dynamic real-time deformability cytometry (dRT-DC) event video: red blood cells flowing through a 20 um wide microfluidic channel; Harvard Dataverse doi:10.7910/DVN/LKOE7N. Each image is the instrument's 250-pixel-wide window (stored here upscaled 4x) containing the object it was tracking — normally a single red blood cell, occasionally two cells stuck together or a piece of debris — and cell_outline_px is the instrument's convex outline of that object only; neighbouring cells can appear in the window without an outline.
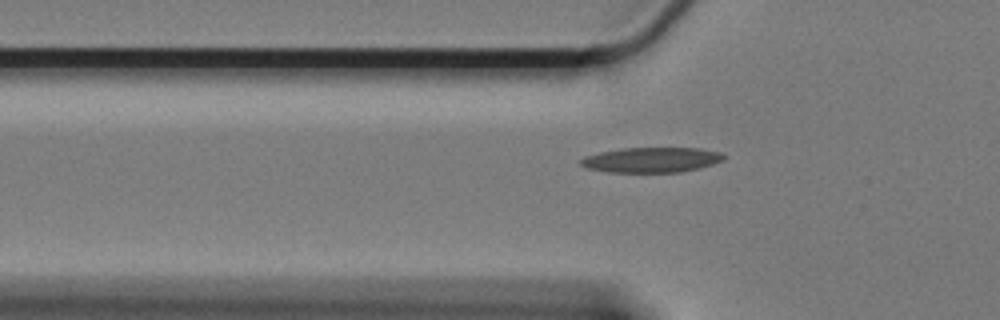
{"species": "Egyptian fruit bat (a non-hibernating species)", "species_latin": "Rousettus aegyptiacus", "temperature_condition": "cold", "stored_images_in_passage": 40, "camera_frame_rate_fps": 3000, "um_per_image_px": 0.085, "animal": {"sex": "female"}, "frame": {"image": 1, "passage_image": 5, "time_ms": 1.333, "image_size_px": [1000, 320], "cell_outline_px": [[724, 160], [700, 168], [680, 172], [608, 172], [588, 168], [580, 164], [580, 160], [584, 156], [600, 152], [620, 148], [700, 148], [720, 152], [724, 156]], "centroid_in_image_um": [55.37, 13.58], "position_along_channel_um": 70.4, "area_um2": 20.92}}
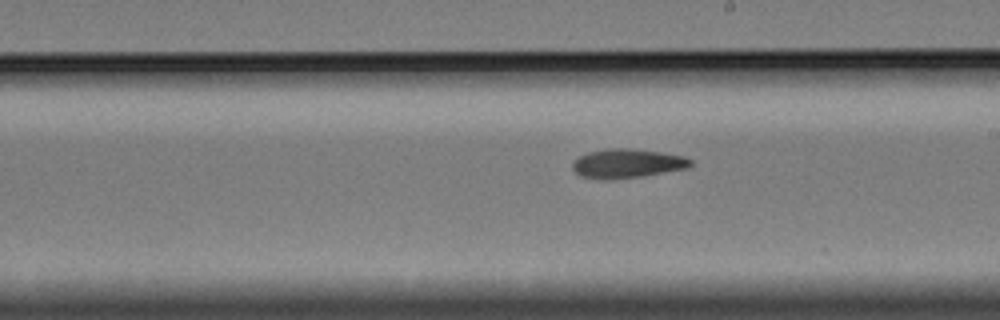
{"frame": {"image": 2, "passage_image": 20, "time_ms": 6.333, "image_size_px": [1000, 320], "cell_outline_px": [[692, 164], [688, 168], [640, 176], [612, 180], [600, 180], [580, 176], [572, 168], [572, 164], [580, 156], [588, 152], [604, 148], [632, 148], [660, 152], [684, 156], [692, 160]], "centroid_in_image_um": [53.29, 13.89], "position_along_channel_um": 235.7, "area_um2": 20.11}}
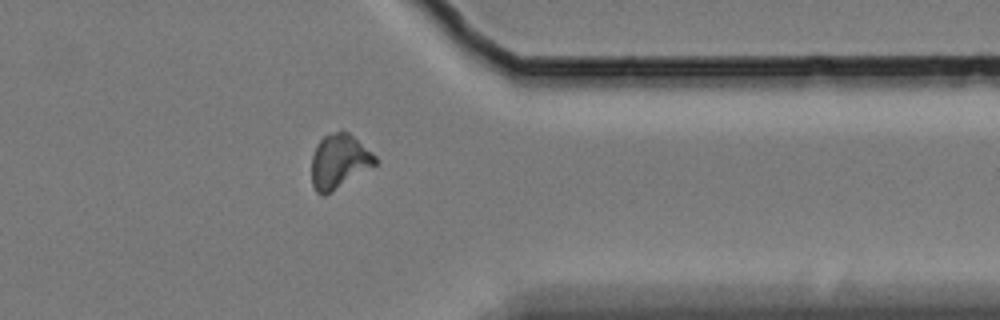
{"frame": {"image": 3, "passage_image": 34, "time_ms": 11.0, "image_size_px": [1000, 320], "cell_outline_px": [[380, 160], [376, 164], [324, 196], [320, 196], [316, 192], [312, 184], [312, 156], [316, 144], [324, 136], [336, 132], [348, 132], [372, 152]], "centroid_in_image_um": [28.81, 13.73], "position_along_channel_um": 382.6, "area_um2": 19.88}}